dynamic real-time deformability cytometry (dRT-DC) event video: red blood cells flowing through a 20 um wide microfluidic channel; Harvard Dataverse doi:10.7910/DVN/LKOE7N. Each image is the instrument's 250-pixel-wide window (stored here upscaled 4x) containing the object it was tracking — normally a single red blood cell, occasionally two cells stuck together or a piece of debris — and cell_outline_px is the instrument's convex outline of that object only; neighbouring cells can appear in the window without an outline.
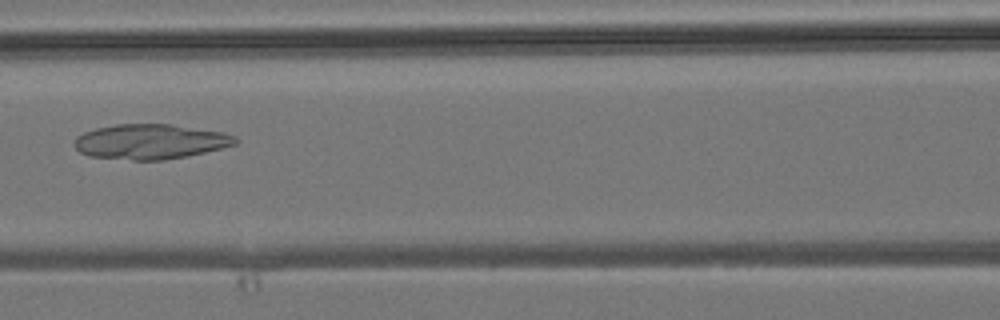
{"species": "common noctule bat (a hibernating species)", "species_latin": "Nyctalus noctula", "temperature_condition": "room temperature", "stored_images_in_passage": 7, "camera_frame_rate_fps": 3000, "um_per_image_px": 0.085, "animal": {"sex": "male", "body_mass_g": 19.2, "forearm_length_mm": 51.8}, "frame": {"image": 1, "passage_image": 7, "time_ms": 6.667, "image_size_px": [1000, 320], "cell_outline_px": [[240, 140], [236, 144], [188, 156], [164, 160], [132, 160], [88, 156], [80, 152], [72, 144], [76, 136], [84, 132], [96, 128], [116, 124], [172, 124], [224, 132], [236, 136]], "centroid_in_image_um": [12.77, 12.03], "position_along_channel_um": 153.8, "area_um2": 33.06}}